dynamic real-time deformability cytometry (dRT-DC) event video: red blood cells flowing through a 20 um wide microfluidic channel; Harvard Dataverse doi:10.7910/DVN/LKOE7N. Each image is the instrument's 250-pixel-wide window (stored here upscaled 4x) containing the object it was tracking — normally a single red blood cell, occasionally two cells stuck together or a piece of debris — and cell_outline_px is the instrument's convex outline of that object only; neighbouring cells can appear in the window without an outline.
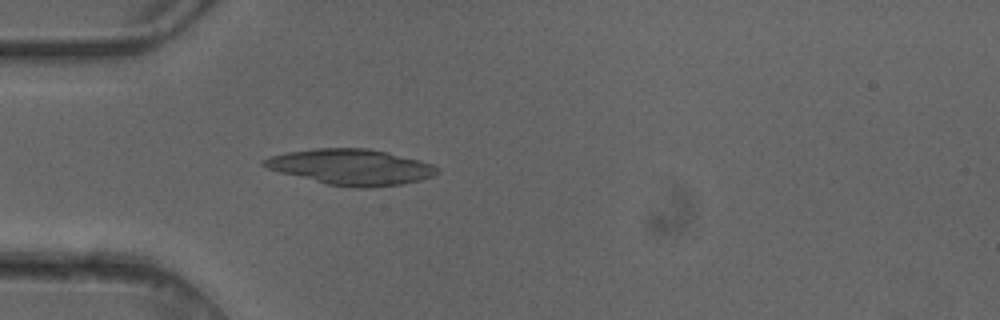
{"species": "common noctule bat (a hibernating species)", "species_latin": "Nyctalus noctula", "temperature_condition": "cold", "stored_images_in_passage": 1, "camera_frame_rate_fps": 3000, "um_per_image_px": 0.085, "animal": {"sex": "female"}, "frame": {"image": 1, "passage_image": 1, "time_ms": 0.0, "image_size_px": [1000, 320], "cell_outline_px": [[440, 172], [432, 176], [420, 180], [400, 184], [372, 188], [356, 188], [328, 184], [280, 172], [268, 168], [260, 164], [260, 160], [268, 156], [288, 152], [312, 148], [368, 148], [388, 152], [420, 160], [432, 164], [440, 168]], "centroid_in_image_um": [29.84, 14.19], "position_along_channel_um": 55.2, "area_um2": 36.18}}